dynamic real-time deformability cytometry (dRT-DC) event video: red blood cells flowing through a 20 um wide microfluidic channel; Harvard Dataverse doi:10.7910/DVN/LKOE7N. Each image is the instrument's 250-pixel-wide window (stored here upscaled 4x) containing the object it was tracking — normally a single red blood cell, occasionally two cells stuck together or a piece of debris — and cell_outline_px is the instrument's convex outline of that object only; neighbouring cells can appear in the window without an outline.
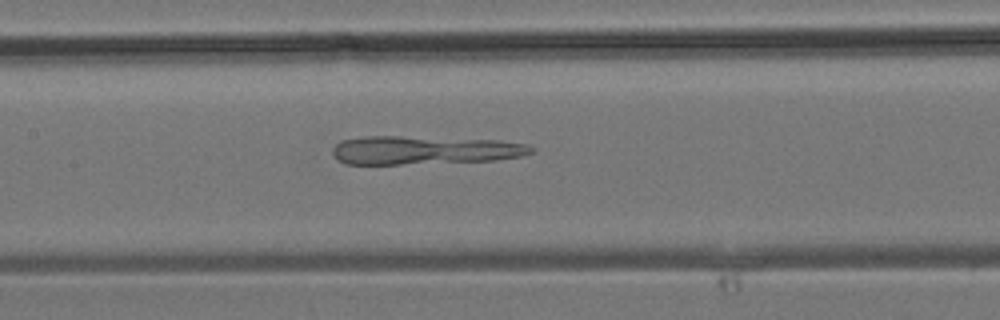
{"species": "common noctule bat (a hibernating species)", "species_latin": "Nyctalus noctula", "temperature_condition": "room temperature", "stored_images_in_passage": 13, "camera_frame_rate_fps": 3000, "um_per_image_px": 0.085, "animal": {"sex": "male", "body_mass_g": 19.2, "forearm_length_mm": 51.8}, "frame": {"image": 1, "passage_image": 8, "time_ms": 2.333, "image_size_px": [1000, 320], "cell_outline_px": [[536, 152], [520, 156], [496, 160], [400, 164], [344, 164], [332, 152], [332, 148], [340, 140], [368, 136], [400, 136], [500, 140], [528, 144], [536, 148]], "centroid_in_image_um": [36.12, 12.75], "position_along_channel_um": 171.3, "area_um2": 33.06}}
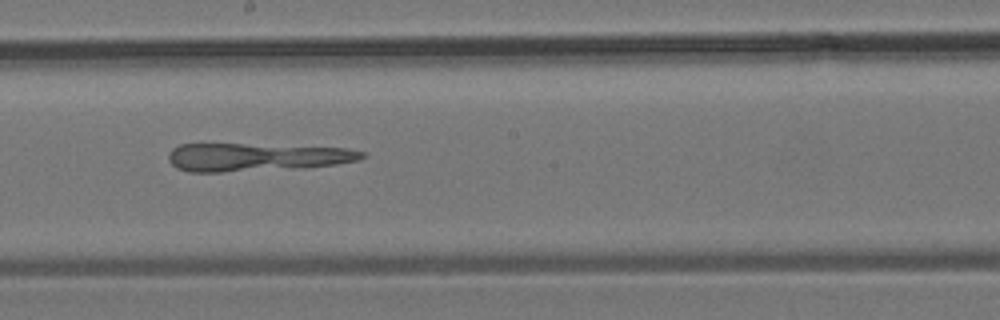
{"frame": {"image": 2, "passage_image": 11, "time_ms": 3.333, "image_size_px": [1000, 320], "cell_outline_px": [[364, 156], [360, 160], [336, 164], [308, 168], [220, 172], [188, 172], [176, 168], [168, 160], [168, 152], [172, 148], [180, 144], [244, 144], [348, 148], [364, 152]], "centroid_in_image_um": [21.77, 13.37], "position_along_channel_um": 226.4, "area_um2": 31.91}}
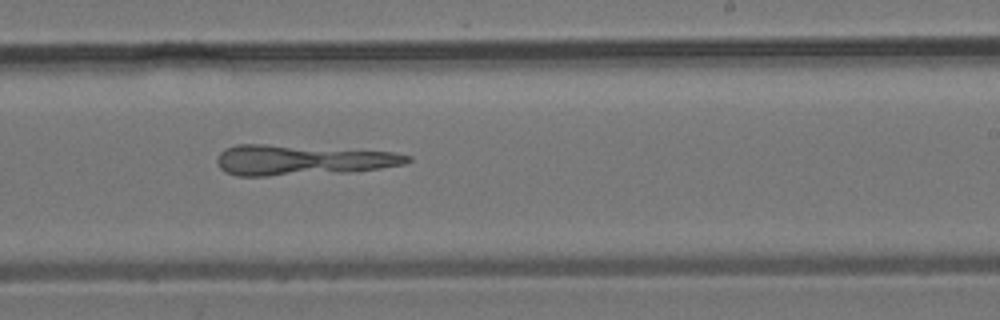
{"frame": {"image": 3, "passage_image": 13, "time_ms": 4.0, "image_size_px": [1000, 320], "cell_outline_px": [[412, 160], [404, 164], [380, 168], [348, 172], [268, 176], [236, 176], [224, 172], [220, 168], [216, 160], [220, 152], [224, 148], [236, 144], [264, 144], [392, 152], [412, 156]], "centroid_in_image_um": [25.62, 13.61], "position_along_channel_um": 263.4, "area_um2": 33.7}}